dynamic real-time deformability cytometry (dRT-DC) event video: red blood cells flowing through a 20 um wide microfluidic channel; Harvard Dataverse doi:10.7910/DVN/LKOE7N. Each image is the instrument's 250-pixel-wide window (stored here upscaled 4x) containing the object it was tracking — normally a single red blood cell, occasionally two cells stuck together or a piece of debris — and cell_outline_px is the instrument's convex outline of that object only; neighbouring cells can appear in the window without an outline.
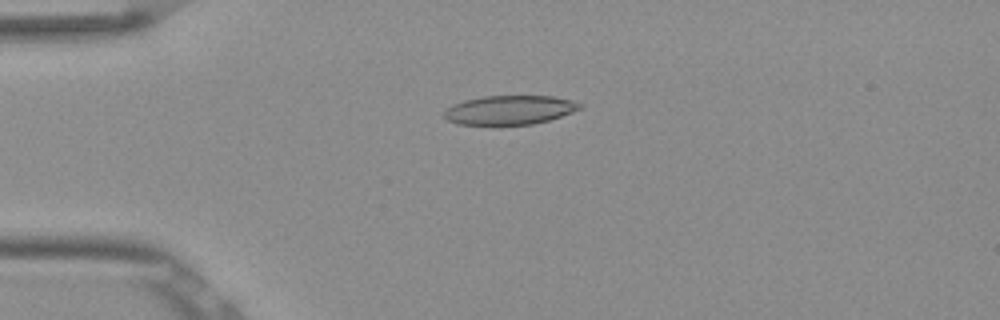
{"species": "Egyptian fruit bat (a non-hibernating species)", "species_latin": "Rousettus aegyptiacus", "temperature_condition": "room temperature", "stored_images_in_passage": 52, "camera_frame_rate_fps": 3000, "um_per_image_px": 0.085, "frame": {"image": 1, "passage_image": 13, "time_ms": 4.0, "image_size_px": [1000, 320], "cell_outline_px": [[584, 104], [580, 108], [572, 112], [548, 120], [532, 124], [460, 124], [448, 120], [444, 116], [444, 112], [452, 104], [464, 100], [484, 96], [552, 96], [572, 100]], "centroid_in_image_um": [43.33, 9.33], "position_along_channel_um": 41.7, "area_um2": 22.72}}
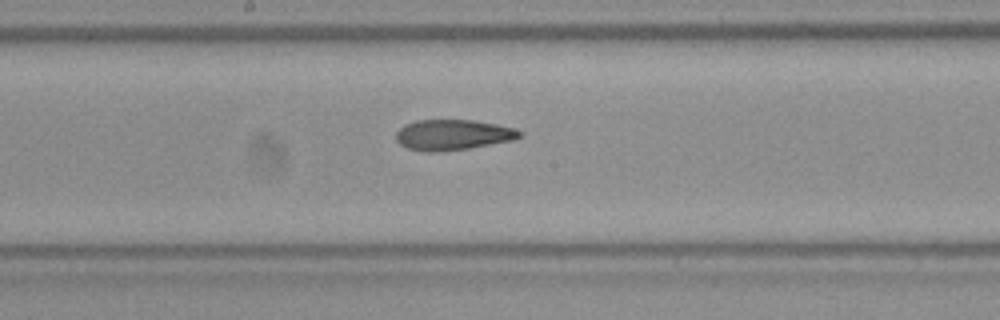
{"frame": {"image": 2, "passage_image": 28, "time_ms": 9.0, "image_size_px": [1000, 320], "cell_outline_px": [[524, 136], [516, 140], [468, 148], [436, 152], [424, 152], [408, 148], [400, 144], [396, 140], [396, 132], [404, 124], [416, 120], [472, 120], [496, 124], [516, 128], [524, 132]], "centroid_in_image_um": [38.54, 11.46], "position_along_channel_um": 209.7, "area_um2": 22.25}}
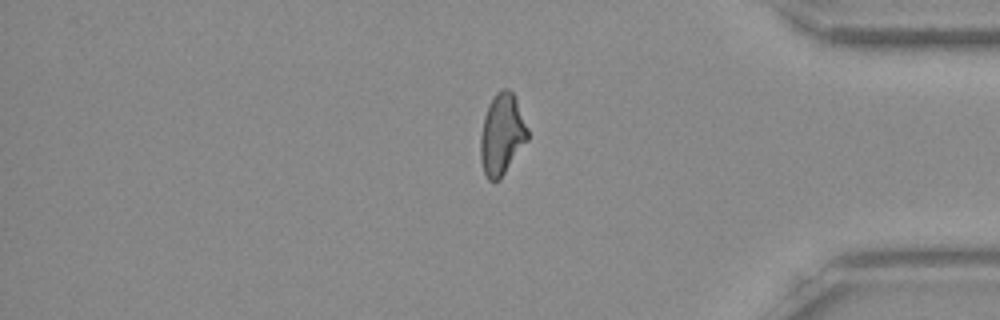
{"frame": {"image": 3, "passage_image": 44, "time_ms": 14.333, "image_size_px": [1000, 320], "cell_outline_px": [[528, 140], [500, 180], [488, 180], [484, 172], [480, 160], [480, 136], [484, 116], [496, 92], [500, 88], [508, 88], [512, 92], [516, 100], [528, 128]], "centroid_in_image_um": [42.66, 11.44], "position_along_channel_um": 392.5, "area_um2": 22.25}, "authors_computed_cell_mechanics": {"area_um2": 22.6287, "velocity_mm_per_s": 3.8672, "shape_relaxation_time_tau1_ms": null, "shape_relaxation_time_tau2_ms": 3.4307, "deformation_change_tau1": null, "deformation_change_tau2": 0.1121}}